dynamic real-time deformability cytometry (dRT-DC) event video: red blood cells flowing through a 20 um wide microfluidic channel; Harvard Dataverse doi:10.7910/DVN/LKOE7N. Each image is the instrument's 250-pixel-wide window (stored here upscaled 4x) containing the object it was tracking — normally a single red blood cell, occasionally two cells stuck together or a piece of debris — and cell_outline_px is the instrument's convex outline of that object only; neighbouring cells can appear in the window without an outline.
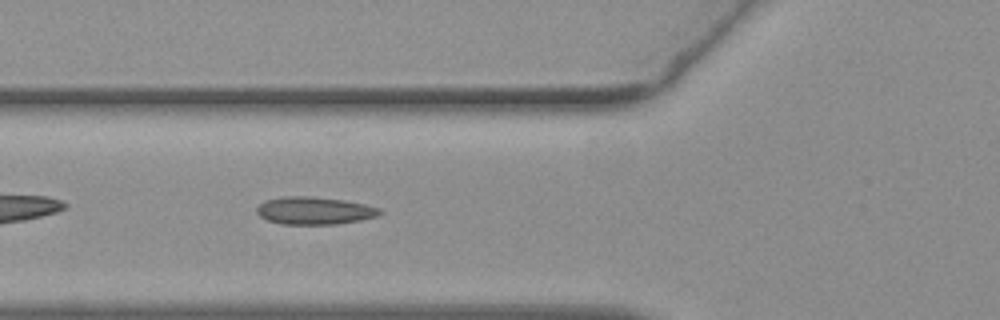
{"species": "common noctule bat (a hibernating species)", "species_latin": "Nyctalus noctula", "temperature_condition": "warm", "stored_images_in_passage": 38, "camera_frame_rate_fps": 3000, "um_per_image_px": 0.085, "animal": {"sex": "female", "body_mass_g": 19.3, "forearm_length_mm": 54.1}, "frame": {"image": 1, "passage_image": 5, "time_ms": 1.333, "image_size_px": [1000, 320], "cell_outline_px": [[384, 212], [376, 216], [360, 220], [336, 224], [280, 224], [264, 220], [256, 212], [256, 208], [264, 200], [284, 196], [312, 196], [344, 200], [364, 204], [380, 208]], "centroid_in_image_um": [26.69, 17.9], "position_along_channel_um": 99.1, "area_um2": 19.94}}
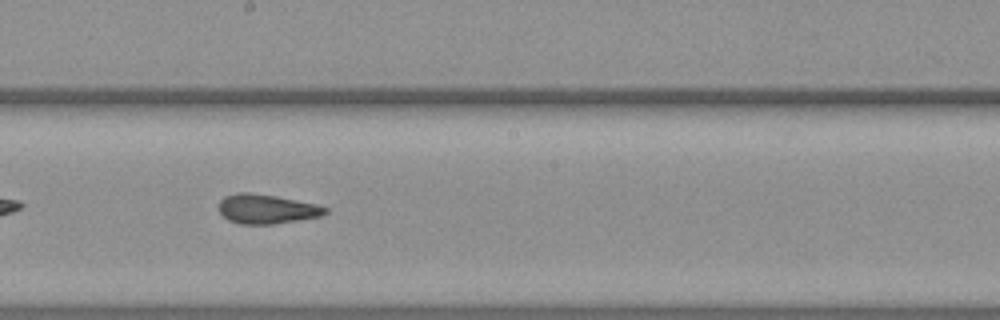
{"frame": {"image": 2, "passage_image": 15, "time_ms": 4.667, "image_size_px": [1000, 320], "cell_outline_px": [[328, 212], [320, 216], [272, 224], [240, 224], [228, 220], [216, 208], [220, 200], [224, 196], [236, 192], [248, 192], [276, 196], [316, 204], [328, 208]], "centroid_in_image_um": [22.61, 17.75], "position_along_channel_um": 225.6, "area_um2": 18.26}}
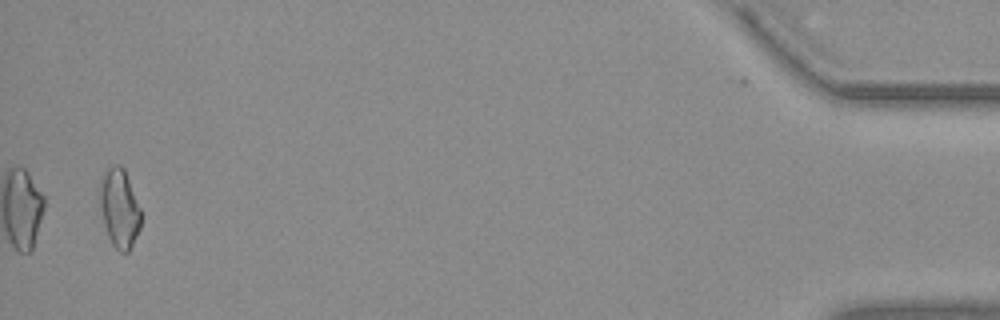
{"frame": {"image": 3, "passage_image": 38, "time_ms": 12.333, "image_size_px": [1000, 320], "cell_outline_px": [[140, 228], [128, 252], [120, 252], [112, 244], [108, 236], [104, 224], [100, 208], [100, 176], [112, 164], [120, 164], [124, 168], [140, 208]], "centroid_in_image_um": [10.13, 17.67], "position_along_channel_um": 425.1, "area_um2": 18.79}, "authors_computed_cell_mechanics": {"area_um2": 18.3515, "velocity_mm_per_s": 3.7823, "shape_relaxation_time_tau1_ms": null, "shape_relaxation_time_tau2_ms": 3.0274, "deformation_change_tau1": null, "deformation_change_tau2": 0.1045}}